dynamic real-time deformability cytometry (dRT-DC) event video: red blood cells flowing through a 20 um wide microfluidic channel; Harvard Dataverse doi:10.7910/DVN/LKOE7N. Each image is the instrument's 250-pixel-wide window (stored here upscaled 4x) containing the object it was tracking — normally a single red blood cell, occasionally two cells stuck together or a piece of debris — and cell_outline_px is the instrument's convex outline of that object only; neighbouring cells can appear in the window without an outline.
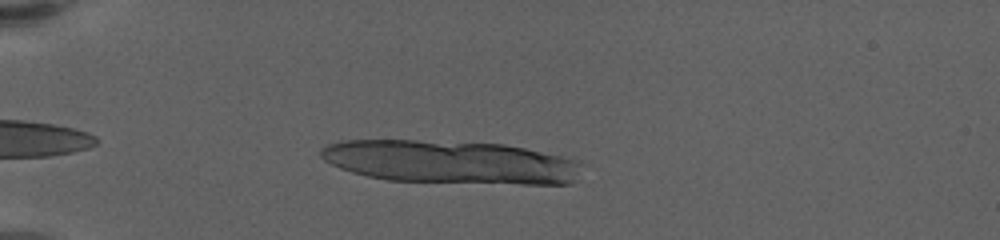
{"species": "human", "species_latin": "Homo sapiens", "temperature_condition": "warm", "stored_images_in_passage": 11, "camera_frame_rate_fps": 3000, "um_per_image_px": 0.085, "donor": {"sex": "female"}, "frame": {"image": 1, "passage_image": 5, "time_ms": 1.333, "image_size_px": [1000, 240], "cell_outline_px": [[580, 164], [576, 180], [572, 184], [520, 184], [388, 180], [368, 176], [352, 172], [340, 168], [324, 160], [320, 156], [320, 148], [328, 144], [340, 140], [416, 140], [504, 144], [524, 148], [560, 156], [576, 160]], "centroid_in_image_um": [38.25, 13.77], "position_along_channel_um": 46.7, "area_um2": 65.55}}